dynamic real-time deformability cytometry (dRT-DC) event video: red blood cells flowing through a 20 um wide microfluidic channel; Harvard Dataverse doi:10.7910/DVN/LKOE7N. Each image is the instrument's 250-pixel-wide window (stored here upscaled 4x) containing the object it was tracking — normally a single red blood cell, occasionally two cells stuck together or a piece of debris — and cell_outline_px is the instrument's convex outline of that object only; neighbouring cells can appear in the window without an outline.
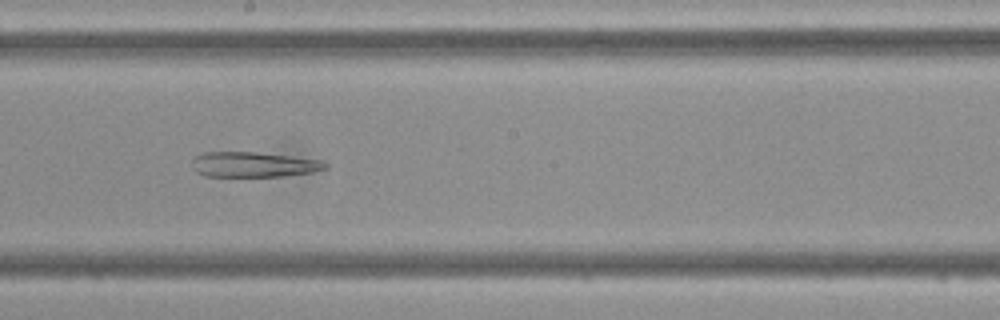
{"species": "Egyptian fruit bat (a non-hibernating species)", "species_latin": "Rousettus aegyptiacus", "temperature_condition": "cold", "stored_images_in_passage": 47, "camera_frame_rate_fps": 3000, "um_per_image_px": 0.085, "frame": {"image": 1, "passage_image": 26, "time_ms": 8.333, "image_size_px": [1000, 320], "cell_outline_px": [[328, 168], [312, 172], [284, 176], [204, 176], [196, 172], [192, 168], [192, 160], [196, 156], [204, 152], [256, 152], [324, 160], [328, 164]], "centroid_in_image_um": [21.57, 13.98], "position_along_channel_um": 226.6, "area_um2": 19.65}}
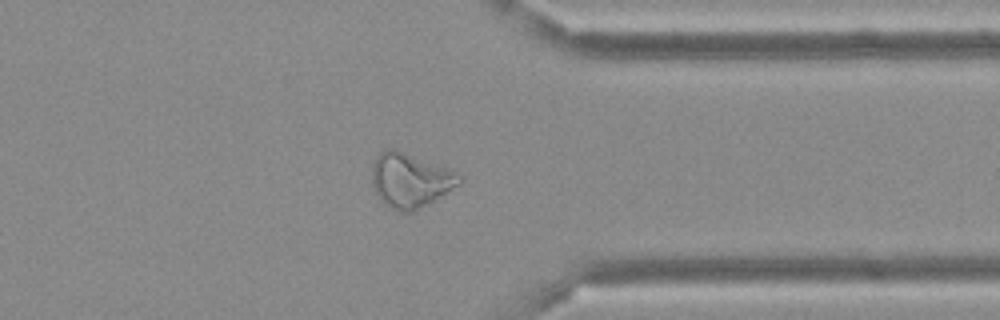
{"frame": {"image": 2, "passage_image": 37, "time_ms": 12.0, "image_size_px": [1000, 320], "cell_outline_px": [[464, 180], [460, 184], [412, 212], [400, 212], [384, 204], [380, 200], [372, 184], [372, 168], [376, 156], [384, 148], [396, 148], [448, 168], [464, 176]], "centroid_in_image_um": [34.86, 15.29], "position_along_channel_um": 376.5, "area_um2": 27.74}}
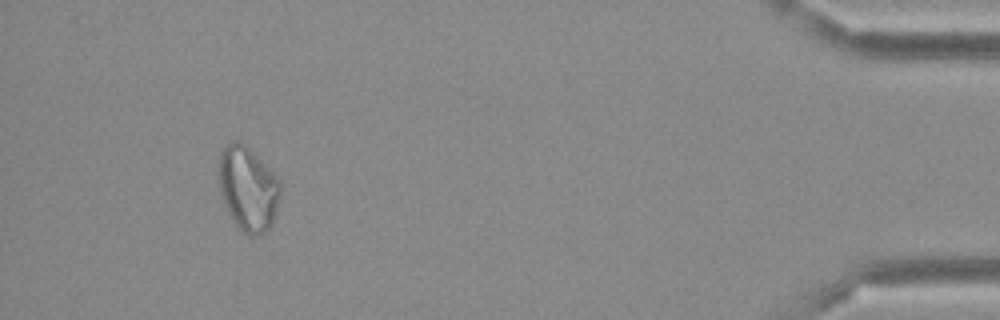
{"frame": {"image": 3, "passage_image": 44, "time_ms": 14.333, "image_size_px": [1000, 320], "cell_outline_px": [[280, 196], [276, 212], [272, 224], [264, 232], [256, 236], [248, 236], [236, 224], [228, 212], [220, 192], [216, 172], [220, 152], [228, 144], [236, 140], [240, 140], [280, 180]], "centroid_in_image_um": [21.05, 16.03], "position_along_channel_um": 414.2, "area_um2": 30.29}}